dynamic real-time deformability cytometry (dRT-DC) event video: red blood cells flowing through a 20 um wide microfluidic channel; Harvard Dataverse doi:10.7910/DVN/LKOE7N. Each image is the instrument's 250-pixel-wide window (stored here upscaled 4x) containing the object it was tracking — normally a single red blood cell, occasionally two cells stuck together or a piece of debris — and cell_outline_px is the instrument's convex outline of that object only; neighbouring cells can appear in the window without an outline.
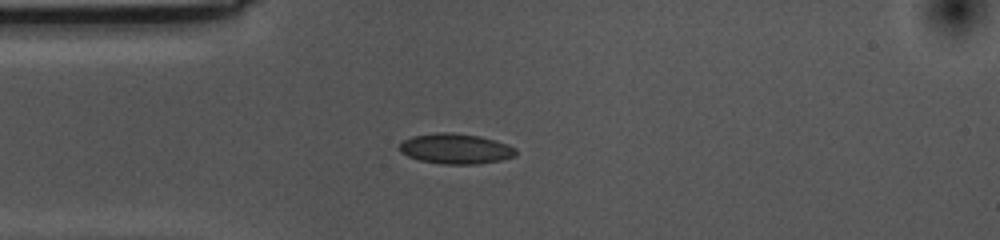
{"species": "common noctule bat (a hibernating species)", "species_latin": "Nyctalus noctula", "temperature_condition": "cold", "stored_images_in_passage": 43, "camera_frame_rate_fps": 3000, "um_per_image_px": 0.085, "animal": {"sex": "female", "body_mass_g": 10.0, "forearm_length_mm": 53.1}, "frame": {"image": 1, "passage_image": 1, "time_ms": 0.0, "image_size_px": [1000, 240], "cell_outline_px": [[516, 156], [500, 160], [476, 164], [440, 164], [420, 160], [408, 156], [400, 152], [400, 144], [404, 140], [412, 136], [436, 132], [452, 132], [480, 136], [508, 144], [516, 148]], "centroid_in_image_um": [38.73, 12.64], "position_along_channel_um": 46.3, "area_um2": 20.58}}
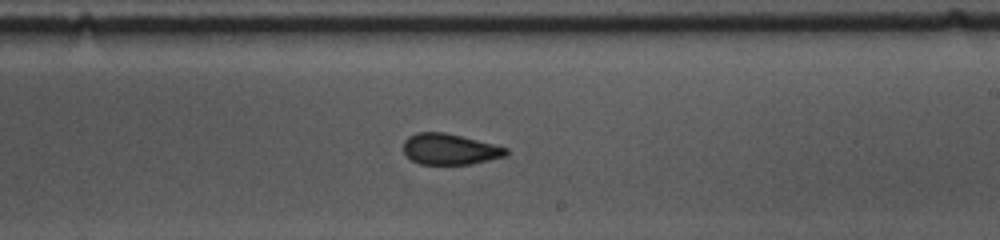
{"frame": {"image": 2, "passage_image": 19, "time_ms": 6.0, "image_size_px": [1000, 240], "cell_outline_px": [[508, 156], [472, 164], [420, 164], [412, 160], [404, 152], [404, 140], [408, 136], [416, 132], [444, 132], [508, 148]], "centroid_in_image_um": [38.24, 12.68], "position_along_channel_um": 250.8, "area_um2": 18.44}}
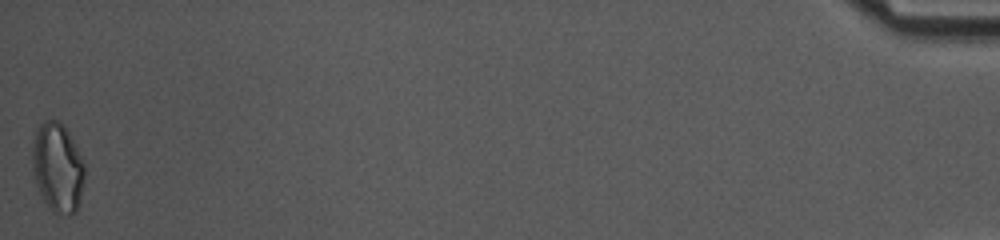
{"frame": {"image": 3, "passage_image": 43, "time_ms": 14.0, "image_size_px": [1000, 240], "cell_outline_px": [[84, 180], [80, 200], [76, 212], [68, 216], [52, 212], [44, 200], [36, 184], [32, 172], [32, 148], [36, 132], [40, 124], [44, 120], [56, 120], [68, 132], [84, 164]], "centroid_in_image_um": [4.89, 14.29], "position_along_channel_um": 430.3, "area_um2": 26.99}, "authors_computed_cell_mechanics": {"area_um2": 19.363, "velocity_mm_per_s": 3.5438, "shape_relaxation_time_tau1_ms": 5.5468, "shape_relaxation_time_tau2_ms": 4.2353, "deformation_change_tau1": 0.0944, "deformation_change_tau2": 0.0624}}